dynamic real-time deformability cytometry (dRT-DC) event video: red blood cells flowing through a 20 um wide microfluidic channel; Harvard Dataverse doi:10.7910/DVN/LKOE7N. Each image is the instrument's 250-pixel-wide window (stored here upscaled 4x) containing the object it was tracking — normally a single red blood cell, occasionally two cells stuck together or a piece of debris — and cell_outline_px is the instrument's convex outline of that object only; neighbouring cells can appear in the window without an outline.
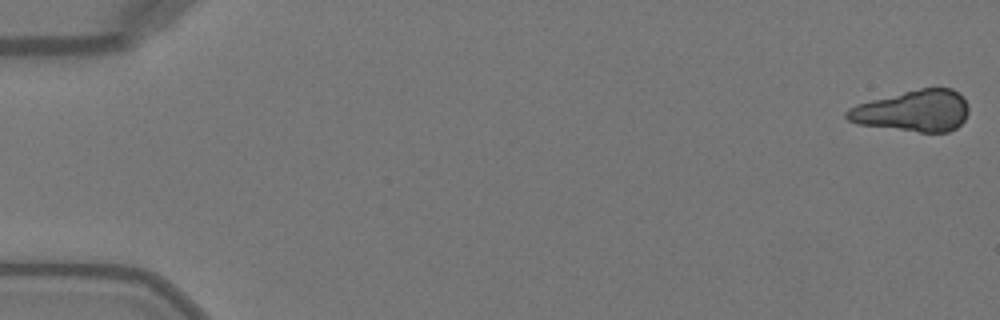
{"species": "Egyptian fruit bat (a non-hibernating species)", "species_latin": "Rousettus aegyptiacus", "temperature_condition": "warm", "stored_images_in_passage": 11, "camera_frame_rate_fps": 3000, "um_per_image_px": 0.085, "animal": {"sex": "female"}, "frame": {"image": 1, "passage_image": 1, "time_ms": 0.0, "image_size_px": [1000, 320], "cell_outline_px": [[968, 112], [964, 120], [956, 128], [948, 132], [920, 132], [856, 124], [848, 120], [844, 116], [844, 112], [848, 108], [856, 104], [920, 88], [952, 88], [968, 104]], "centroid_in_image_um": [77.59, 9.43], "position_along_channel_um": 7.4, "area_um2": 29.25}}